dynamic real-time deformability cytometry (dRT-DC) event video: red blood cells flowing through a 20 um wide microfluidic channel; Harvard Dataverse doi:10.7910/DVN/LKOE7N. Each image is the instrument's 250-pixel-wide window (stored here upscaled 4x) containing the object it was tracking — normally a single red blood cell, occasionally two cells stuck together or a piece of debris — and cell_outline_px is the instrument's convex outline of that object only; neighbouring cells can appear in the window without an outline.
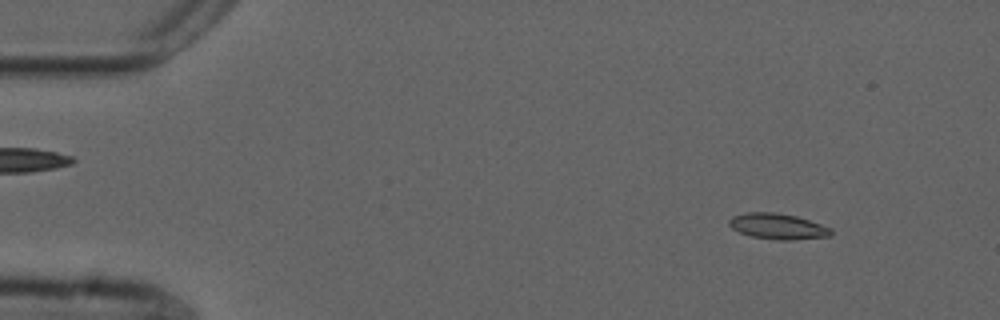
{"species": "common noctule bat (a hibernating species)", "species_latin": "Nyctalus noctula", "temperature_condition": "cold", "stored_images_in_passage": 54, "camera_frame_rate_fps": 3000, "um_per_image_px": 0.085, "animal": {"sex": "male", "forearm_length_mm": 52.5}, "frame": {"image": 1, "passage_image": 6, "time_ms": 1.667, "image_size_px": [1000, 320], "cell_outline_px": [[832, 236], [792, 240], [776, 240], [752, 236], [740, 232], [732, 228], [728, 224], [728, 220], [732, 216], [744, 212], [772, 212], [796, 216], [832, 228]], "centroid_in_image_um": [66.1, 19.24], "position_along_channel_um": 18.9, "area_um2": 15.32}}
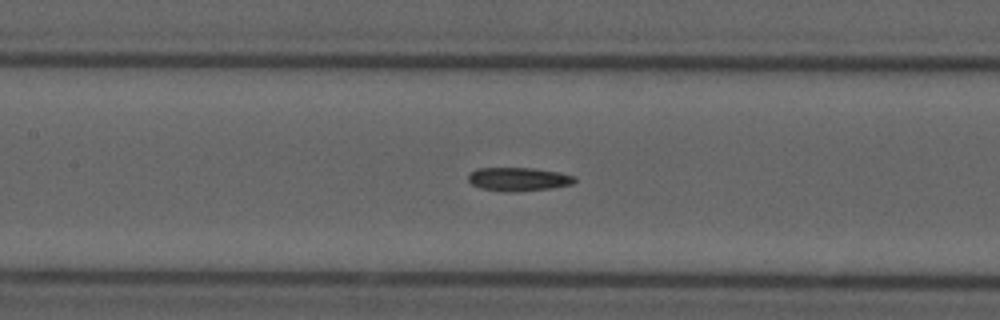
{"frame": {"image": 2, "passage_image": 25, "time_ms": 8.0, "image_size_px": [1000, 320], "cell_outline_px": [[576, 180], [572, 184], [552, 188], [504, 192], [480, 188], [472, 184], [468, 180], [468, 176], [476, 168], [532, 168], [560, 172], [576, 176]], "centroid_in_image_um": [44.08, 15.22], "position_along_channel_um": 163.3, "area_um2": 14.57}}
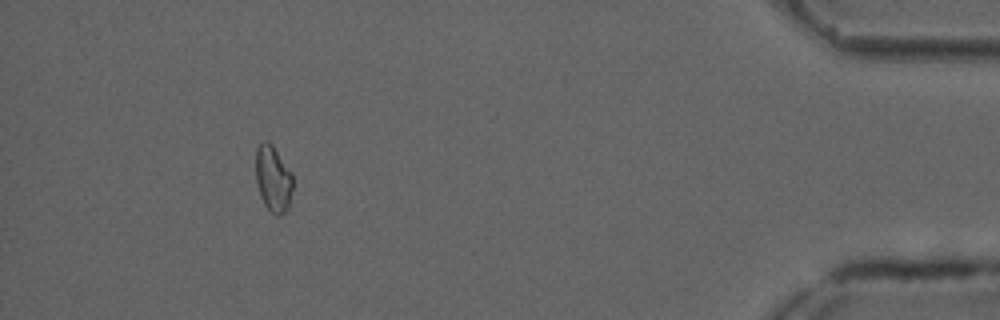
{"frame": {"image": 3, "passage_image": 50, "time_ms": 16.333, "image_size_px": [1000, 320], "cell_outline_px": [[292, 188], [288, 208], [280, 216], [276, 216], [264, 204], [260, 196], [256, 180], [256, 148], [264, 140], [268, 140], [272, 144], [292, 172]], "centroid_in_image_um": [23.21, 15.18], "position_along_channel_um": 412.0, "area_um2": 14.33}}